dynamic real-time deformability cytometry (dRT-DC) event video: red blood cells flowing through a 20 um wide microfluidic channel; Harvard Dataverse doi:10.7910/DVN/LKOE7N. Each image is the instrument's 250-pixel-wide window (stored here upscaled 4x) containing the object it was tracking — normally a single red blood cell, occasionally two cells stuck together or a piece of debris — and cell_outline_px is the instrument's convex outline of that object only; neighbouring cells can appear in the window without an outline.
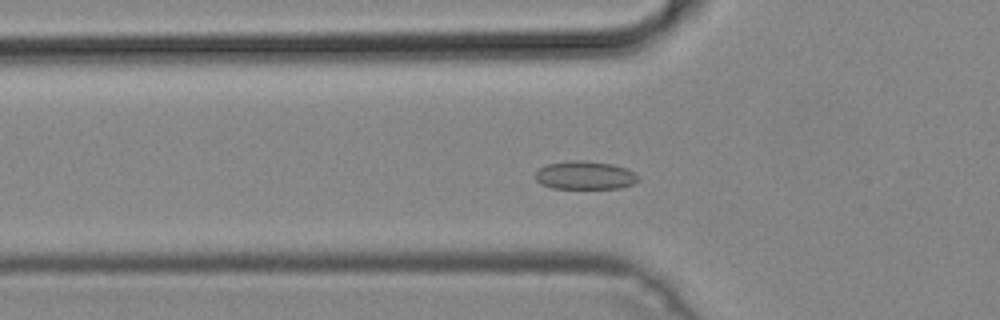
{"species": "common noctule bat (a hibernating species)", "species_latin": "Nyctalus noctula", "temperature_condition": "cold", "stored_images_in_passage": 37, "camera_frame_rate_fps": 3000, "um_per_image_px": 0.085, "animal": {"sex": "male", "body_mass_g": 19.2, "forearm_length_mm": 51.8}, "frame": {"image": 1, "passage_image": 15, "time_ms": 4.667, "image_size_px": [1000, 320], "cell_outline_px": [[640, 180], [632, 184], [620, 188], [552, 188], [540, 184], [536, 180], [536, 172], [540, 168], [548, 164], [568, 160], [584, 160], [612, 164], [628, 168]], "centroid_in_image_um": [49.71, 14.89], "position_along_channel_um": 76.1, "area_um2": 16.94}}
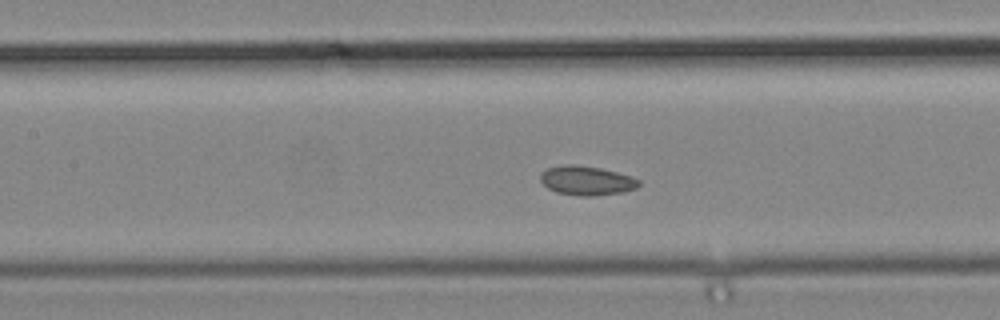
{"frame": {"image": 2, "passage_image": 21, "time_ms": 6.667, "image_size_px": [1000, 320], "cell_outline_px": [[640, 184], [636, 188], [624, 192], [592, 196], [580, 196], [556, 192], [548, 188], [540, 180], [540, 172], [548, 168], [564, 164], [576, 164], [600, 168], [632, 176], [640, 180]], "centroid_in_image_um": [49.86, 15.34], "position_along_channel_um": 157.5, "area_um2": 16.88}}
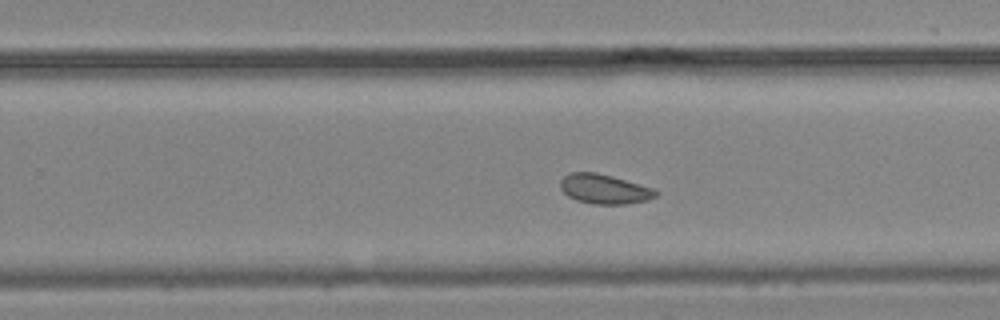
{"frame": {"image": 3, "passage_image": 30, "time_ms": 9.667, "image_size_px": [1000, 320], "cell_outline_px": [[660, 192], [656, 196], [648, 200], [628, 204], [592, 204], [576, 200], [568, 196], [560, 188], [560, 180], [568, 172], [596, 172], [612, 176], [656, 188]], "centroid_in_image_um": [51.4, 16.06], "position_along_channel_um": 278.4, "area_um2": 16.76}}